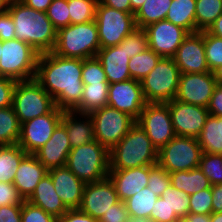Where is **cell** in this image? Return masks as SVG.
Here are the masks:
<instances>
[{"mask_svg":"<svg viewBox=\"0 0 222 222\" xmlns=\"http://www.w3.org/2000/svg\"><path fill=\"white\" fill-rule=\"evenodd\" d=\"M98 2L116 10L131 13L130 0H98Z\"/></svg>","mask_w":222,"mask_h":222,"instance_id":"55","label":"cell"},{"mask_svg":"<svg viewBox=\"0 0 222 222\" xmlns=\"http://www.w3.org/2000/svg\"><path fill=\"white\" fill-rule=\"evenodd\" d=\"M46 14L57 31L70 25V14L67 0H52Z\"/></svg>","mask_w":222,"mask_h":222,"instance_id":"43","label":"cell"},{"mask_svg":"<svg viewBox=\"0 0 222 222\" xmlns=\"http://www.w3.org/2000/svg\"><path fill=\"white\" fill-rule=\"evenodd\" d=\"M82 82L84 85L108 83L104 68L97 57L83 59Z\"/></svg>","mask_w":222,"mask_h":222,"instance_id":"42","label":"cell"},{"mask_svg":"<svg viewBox=\"0 0 222 222\" xmlns=\"http://www.w3.org/2000/svg\"><path fill=\"white\" fill-rule=\"evenodd\" d=\"M57 217L45 212L42 208L32 205L27 200L22 204L21 222H56Z\"/></svg>","mask_w":222,"mask_h":222,"instance_id":"46","label":"cell"},{"mask_svg":"<svg viewBox=\"0 0 222 222\" xmlns=\"http://www.w3.org/2000/svg\"><path fill=\"white\" fill-rule=\"evenodd\" d=\"M210 222H222V212L211 213Z\"/></svg>","mask_w":222,"mask_h":222,"instance_id":"62","label":"cell"},{"mask_svg":"<svg viewBox=\"0 0 222 222\" xmlns=\"http://www.w3.org/2000/svg\"><path fill=\"white\" fill-rule=\"evenodd\" d=\"M199 168L213 185L222 184V154L204 153Z\"/></svg>","mask_w":222,"mask_h":222,"instance_id":"39","label":"cell"},{"mask_svg":"<svg viewBox=\"0 0 222 222\" xmlns=\"http://www.w3.org/2000/svg\"><path fill=\"white\" fill-rule=\"evenodd\" d=\"M217 84H222V65L213 71Z\"/></svg>","mask_w":222,"mask_h":222,"instance_id":"61","label":"cell"},{"mask_svg":"<svg viewBox=\"0 0 222 222\" xmlns=\"http://www.w3.org/2000/svg\"><path fill=\"white\" fill-rule=\"evenodd\" d=\"M171 185L169 173L159 164L149 165V178L147 186L160 197L164 190Z\"/></svg>","mask_w":222,"mask_h":222,"instance_id":"44","label":"cell"},{"mask_svg":"<svg viewBox=\"0 0 222 222\" xmlns=\"http://www.w3.org/2000/svg\"><path fill=\"white\" fill-rule=\"evenodd\" d=\"M147 33L148 48L161 57L172 58L188 32L168 20L152 23L144 28Z\"/></svg>","mask_w":222,"mask_h":222,"instance_id":"16","label":"cell"},{"mask_svg":"<svg viewBox=\"0 0 222 222\" xmlns=\"http://www.w3.org/2000/svg\"><path fill=\"white\" fill-rule=\"evenodd\" d=\"M93 120L95 140L109 151L130 131L136 120L130 115L110 106L90 113Z\"/></svg>","mask_w":222,"mask_h":222,"instance_id":"10","label":"cell"},{"mask_svg":"<svg viewBox=\"0 0 222 222\" xmlns=\"http://www.w3.org/2000/svg\"><path fill=\"white\" fill-rule=\"evenodd\" d=\"M9 2L7 0H0V14L8 10Z\"/></svg>","mask_w":222,"mask_h":222,"instance_id":"63","label":"cell"},{"mask_svg":"<svg viewBox=\"0 0 222 222\" xmlns=\"http://www.w3.org/2000/svg\"><path fill=\"white\" fill-rule=\"evenodd\" d=\"M71 149L66 127L60 123L51 138L34 155L50 170L65 166Z\"/></svg>","mask_w":222,"mask_h":222,"instance_id":"21","label":"cell"},{"mask_svg":"<svg viewBox=\"0 0 222 222\" xmlns=\"http://www.w3.org/2000/svg\"><path fill=\"white\" fill-rule=\"evenodd\" d=\"M0 59H1V40H0Z\"/></svg>","mask_w":222,"mask_h":222,"instance_id":"67","label":"cell"},{"mask_svg":"<svg viewBox=\"0 0 222 222\" xmlns=\"http://www.w3.org/2000/svg\"><path fill=\"white\" fill-rule=\"evenodd\" d=\"M130 216L126 210L125 203L119 201L115 205L111 206L107 212L98 220V222H128Z\"/></svg>","mask_w":222,"mask_h":222,"instance_id":"49","label":"cell"},{"mask_svg":"<svg viewBox=\"0 0 222 222\" xmlns=\"http://www.w3.org/2000/svg\"><path fill=\"white\" fill-rule=\"evenodd\" d=\"M146 103L140 81L129 79L109 84L107 105L130 115L135 120L140 116Z\"/></svg>","mask_w":222,"mask_h":222,"instance_id":"17","label":"cell"},{"mask_svg":"<svg viewBox=\"0 0 222 222\" xmlns=\"http://www.w3.org/2000/svg\"><path fill=\"white\" fill-rule=\"evenodd\" d=\"M54 189L68 209H78L82 202L85 183L65 165L48 170Z\"/></svg>","mask_w":222,"mask_h":222,"instance_id":"20","label":"cell"},{"mask_svg":"<svg viewBox=\"0 0 222 222\" xmlns=\"http://www.w3.org/2000/svg\"><path fill=\"white\" fill-rule=\"evenodd\" d=\"M56 222H98V220L79 209H69L65 214L57 217Z\"/></svg>","mask_w":222,"mask_h":222,"instance_id":"53","label":"cell"},{"mask_svg":"<svg viewBox=\"0 0 222 222\" xmlns=\"http://www.w3.org/2000/svg\"><path fill=\"white\" fill-rule=\"evenodd\" d=\"M108 177L116 188L119 200L124 202L141 189L147 187L149 166L109 170Z\"/></svg>","mask_w":222,"mask_h":222,"instance_id":"23","label":"cell"},{"mask_svg":"<svg viewBox=\"0 0 222 222\" xmlns=\"http://www.w3.org/2000/svg\"><path fill=\"white\" fill-rule=\"evenodd\" d=\"M136 122L158 151L176 136L167 103H146Z\"/></svg>","mask_w":222,"mask_h":222,"instance_id":"12","label":"cell"},{"mask_svg":"<svg viewBox=\"0 0 222 222\" xmlns=\"http://www.w3.org/2000/svg\"><path fill=\"white\" fill-rule=\"evenodd\" d=\"M161 58L150 48L133 56L128 64L131 78L141 82L156 67Z\"/></svg>","mask_w":222,"mask_h":222,"instance_id":"36","label":"cell"},{"mask_svg":"<svg viewBox=\"0 0 222 222\" xmlns=\"http://www.w3.org/2000/svg\"><path fill=\"white\" fill-rule=\"evenodd\" d=\"M63 112L55 107L46 115L22 123L17 144L27 154H34L51 138L55 128L61 123Z\"/></svg>","mask_w":222,"mask_h":222,"instance_id":"13","label":"cell"},{"mask_svg":"<svg viewBox=\"0 0 222 222\" xmlns=\"http://www.w3.org/2000/svg\"><path fill=\"white\" fill-rule=\"evenodd\" d=\"M216 85L213 72L180 74L175 100L207 108Z\"/></svg>","mask_w":222,"mask_h":222,"instance_id":"14","label":"cell"},{"mask_svg":"<svg viewBox=\"0 0 222 222\" xmlns=\"http://www.w3.org/2000/svg\"><path fill=\"white\" fill-rule=\"evenodd\" d=\"M196 0H172L165 20L184 28L189 34L196 33Z\"/></svg>","mask_w":222,"mask_h":222,"instance_id":"27","label":"cell"},{"mask_svg":"<svg viewBox=\"0 0 222 222\" xmlns=\"http://www.w3.org/2000/svg\"><path fill=\"white\" fill-rule=\"evenodd\" d=\"M189 213L209 215L212 211V187L189 195Z\"/></svg>","mask_w":222,"mask_h":222,"instance_id":"45","label":"cell"},{"mask_svg":"<svg viewBox=\"0 0 222 222\" xmlns=\"http://www.w3.org/2000/svg\"><path fill=\"white\" fill-rule=\"evenodd\" d=\"M26 151L18 144L0 146V182L13 183Z\"/></svg>","mask_w":222,"mask_h":222,"instance_id":"31","label":"cell"},{"mask_svg":"<svg viewBox=\"0 0 222 222\" xmlns=\"http://www.w3.org/2000/svg\"><path fill=\"white\" fill-rule=\"evenodd\" d=\"M119 201L116 188L107 177L101 181L85 184L82 202L78 209L99 220L111 206Z\"/></svg>","mask_w":222,"mask_h":222,"instance_id":"19","label":"cell"},{"mask_svg":"<svg viewBox=\"0 0 222 222\" xmlns=\"http://www.w3.org/2000/svg\"><path fill=\"white\" fill-rule=\"evenodd\" d=\"M48 174V169L34 154H27L21 161L15 173L13 185L24 200H27L35 191L40 180Z\"/></svg>","mask_w":222,"mask_h":222,"instance_id":"24","label":"cell"},{"mask_svg":"<svg viewBox=\"0 0 222 222\" xmlns=\"http://www.w3.org/2000/svg\"><path fill=\"white\" fill-rule=\"evenodd\" d=\"M202 154L197 138L175 136L158 151V164L168 173L188 171L199 167Z\"/></svg>","mask_w":222,"mask_h":222,"instance_id":"9","label":"cell"},{"mask_svg":"<svg viewBox=\"0 0 222 222\" xmlns=\"http://www.w3.org/2000/svg\"><path fill=\"white\" fill-rule=\"evenodd\" d=\"M22 204L0 207V222H21Z\"/></svg>","mask_w":222,"mask_h":222,"instance_id":"52","label":"cell"},{"mask_svg":"<svg viewBox=\"0 0 222 222\" xmlns=\"http://www.w3.org/2000/svg\"><path fill=\"white\" fill-rule=\"evenodd\" d=\"M27 201L55 217H60L69 210L56 193L49 174L40 180Z\"/></svg>","mask_w":222,"mask_h":222,"instance_id":"26","label":"cell"},{"mask_svg":"<svg viewBox=\"0 0 222 222\" xmlns=\"http://www.w3.org/2000/svg\"><path fill=\"white\" fill-rule=\"evenodd\" d=\"M197 140L204 153L222 154V116L209 115Z\"/></svg>","mask_w":222,"mask_h":222,"instance_id":"29","label":"cell"},{"mask_svg":"<svg viewBox=\"0 0 222 222\" xmlns=\"http://www.w3.org/2000/svg\"><path fill=\"white\" fill-rule=\"evenodd\" d=\"M206 31L213 36L222 38V14L210 25Z\"/></svg>","mask_w":222,"mask_h":222,"instance_id":"58","label":"cell"},{"mask_svg":"<svg viewBox=\"0 0 222 222\" xmlns=\"http://www.w3.org/2000/svg\"><path fill=\"white\" fill-rule=\"evenodd\" d=\"M83 60L58 56L53 52L39 54L35 79L54 99L57 108L72 111L80 102Z\"/></svg>","mask_w":222,"mask_h":222,"instance_id":"1","label":"cell"},{"mask_svg":"<svg viewBox=\"0 0 222 222\" xmlns=\"http://www.w3.org/2000/svg\"><path fill=\"white\" fill-rule=\"evenodd\" d=\"M9 3L11 2H18V1H22V0H7Z\"/></svg>","mask_w":222,"mask_h":222,"instance_id":"66","label":"cell"},{"mask_svg":"<svg viewBox=\"0 0 222 222\" xmlns=\"http://www.w3.org/2000/svg\"><path fill=\"white\" fill-rule=\"evenodd\" d=\"M12 107L20 124L50 113L55 107L54 99L35 79L18 81L13 92Z\"/></svg>","mask_w":222,"mask_h":222,"instance_id":"7","label":"cell"},{"mask_svg":"<svg viewBox=\"0 0 222 222\" xmlns=\"http://www.w3.org/2000/svg\"><path fill=\"white\" fill-rule=\"evenodd\" d=\"M61 123L66 127L71 148H77L95 140L94 125L90 114L64 111Z\"/></svg>","mask_w":222,"mask_h":222,"instance_id":"25","label":"cell"},{"mask_svg":"<svg viewBox=\"0 0 222 222\" xmlns=\"http://www.w3.org/2000/svg\"><path fill=\"white\" fill-rule=\"evenodd\" d=\"M24 201L13 183L0 182V207L23 204Z\"/></svg>","mask_w":222,"mask_h":222,"instance_id":"48","label":"cell"},{"mask_svg":"<svg viewBox=\"0 0 222 222\" xmlns=\"http://www.w3.org/2000/svg\"><path fill=\"white\" fill-rule=\"evenodd\" d=\"M169 175L171 185L178 190L186 192L188 195L212 187L210 180L203 174L199 167L188 171H175L169 173Z\"/></svg>","mask_w":222,"mask_h":222,"instance_id":"28","label":"cell"},{"mask_svg":"<svg viewBox=\"0 0 222 222\" xmlns=\"http://www.w3.org/2000/svg\"><path fill=\"white\" fill-rule=\"evenodd\" d=\"M167 104L176 136L197 138L210 115L208 109L175 99Z\"/></svg>","mask_w":222,"mask_h":222,"instance_id":"15","label":"cell"},{"mask_svg":"<svg viewBox=\"0 0 222 222\" xmlns=\"http://www.w3.org/2000/svg\"><path fill=\"white\" fill-rule=\"evenodd\" d=\"M95 21L98 29L100 48L116 46L136 27L135 16L102 5L98 2Z\"/></svg>","mask_w":222,"mask_h":222,"instance_id":"11","label":"cell"},{"mask_svg":"<svg viewBox=\"0 0 222 222\" xmlns=\"http://www.w3.org/2000/svg\"><path fill=\"white\" fill-rule=\"evenodd\" d=\"M109 83H92L84 85L81 102L72 110L77 113L90 114L107 106Z\"/></svg>","mask_w":222,"mask_h":222,"instance_id":"30","label":"cell"},{"mask_svg":"<svg viewBox=\"0 0 222 222\" xmlns=\"http://www.w3.org/2000/svg\"><path fill=\"white\" fill-rule=\"evenodd\" d=\"M15 25L9 11L0 14V40L15 39Z\"/></svg>","mask_w":222,"mask_h":222,"instance_id":"51","label":"cell"},{"mask_svg":"<svg viewBox=\"0 0 222 222\" xmlns=\"http://www.w3.org/2000/svg\"><path fill=\"white\" fill-rule=\"evenodd\" d=\"M146 0H130L131 3V13L135 14L137 10L143 5Z\"/></svg>","mask_w":222,"mask_h":222,"instance_id":"60","label":"cell"},{"mask_svg":"<svg viewBox=\"0 0 222 222\" xmlns=\"http://www.w3.org/2000/svg\"><path fill=\"white\" fill-rule=\"evenodd\" d=\"M160 197L166 201L178 217L185 218L189 214L190 198L186 192L169 185Z\"/></svg>","mask_w":222,"mask_h":222,"instance_id":"38","label":"cell"},{"mask_svg":"<svg viewBox=\"0 0 222 222\" xmlns=\"http://www.w3.org/2000/svg\"><path fill=\"white\" fill-rule=\"evenodd\" d=\"M185 219L187 222H210V214L204 215V214L189 213L185 217Z\"/></svg>","mask_w":222,"mask_h":222,"instance_id":"59","label":"cell"},{"mask_svg":"<svg viewBox=\"0 0 222 222\" xmlns=\"http://www.w3.org/2000/svg\"><path fill=\"white\" fill-rule=\"evenodd\" d=\"M39 52L18 39L1 41L0 76L15 81L35 78Z\"/></svg>","mask_w":222,"mask_h":222,"instance_id":"6","label":"cell"},{"mask_svg":"<svg viewBox=\"0 0 222 222\" xmlns=\"http://www.w3.org/2000/svg\"><path fill=\"white\" fill-rule=\"evenodd\" d=\"M179 218L174 210H171L165 200L159 197L153 205L150 220L152 222H172Z\"/></svg>","mask_w":222,"mask_h":222,"instance_id":"47","label":"cell"},{"mask_svg":"<svg viewBox=\"0 0 222 222\" xmlns=\"http://www.w3.org/2000/svg\"><path fill=\"white\" fill-rule=\"evenodd\" d=\"M66 166L85 184L104 180L110 170L109 150L96 140L72 148Z\"/></svg>","mask_w":222,"mask_h":222,"instance_id":"5","label":"cell"},{"mask_svg":"<svg viewBox=\"0 0 222 222\" xmlns=\"http://www.w3.org/2000/svg\"><path fill=\"white\" fill-rule=\"evenodd\" d=\"M180 74L210 72L204 47V31L190 33L172 57Z\"/></svg>","mask_w":222,"mask_h":222,"instance_id":"18","label":"cell"},{"mask_svg":"<svg viewBox=\"0 0 222 222\" xmlns=\"http://www.w3.org/2000/svg\"><path fill=\"white\" fill-rule=\"evenodd\" d=\"M119 45L124 47L130 58L144 52L148 48V39L145 29L135 28L119 43Z\"/></svg>","mask_w":222,"mask_h":222,"instance_id":"41","label":"cell"},{"mask_svg":"<svg viewBox=\"0 0 222 222\" xmlns=\"http://www.w3.org/2000/svg\"><path fill=\"white\" fill-rule=\"evenodd\" d=\"M8 11L15 25V38L28 43L41 53L52 52L57 41V30L45 12L26 6L23 2H11Z\"/></svg>","mask_w":222,"mask_h":222,"instance_id":"2","label":"cell"},{"mask_svg":"<svg viewBox=\"0 0 222 222\" xmlns=\"http://www.w3.org/2000/svg\"><path fill=\"white\" fill-rule=\"evenodd\" d=\"M16 83L14 79L0 76V109L12 106Z\"/></svg>","mask_w":222,"mask_h":222,"instance_id":"50","label":"cell"},{"mask_svg":"<svg viewBox=\"0 0 222 222\" xmlns=\"http://www.w3.org/2000/svg\"><path fill=\"white\" fill-rule=\"evenodd\" d=\"M212 211L222 212V184L212 186Z\"/></svg>","mask_w":222,"mask_h":222,"instance_id":"56","label":"cell"},{"mask_svg":"<svg viewBox=\"0 0 222 222\" xmlns=\"http://www.w3.org/2000/svg\"><path fill=\"white\" fill-rule=\"evenodd\" d=\"M196 32L207 30L222 14V0H196Z\"/></svg>","mask_w":222,"mask_h":222,"instance_id":"35","label":"cell"},{"mask_svg":"<svg viewBox=\"0 0 222 222\" xmlns=\"http://www.w3.org/2000/svg\"><path fill=\"white\" fill-rule=\"evenodd\" d=\"M159 197L153 193L149 187L141 189L132 197L125 200L126 210L130 218H147L150 219L153 205Z\"/></svg>","mask_w":222,"mask_h":222,"instance_id":"33","label":"cell"},{"mask_svg":"<svg viewBox=\"0 0 222 222\" xmlns=\"http://www.w3.org/2000/svg\"><path fill=\"white\" fill-rule=\"evenodd\" d=\"M172 0H146L134 14L136 27L145 28L148 25L165 20Z\"/></svg>","mask_w":222,"mask_h":222,"instance_id":"32","label":"cell"},{"mask_svg":"<svg viewBox=\"0 0 222 222\" xmlns=\"http://www.w3.org/2000/svg\"><path fill=\"white\" fill-rule=\"evenodd\" d=\"M172 222H187L186 221V219L185 218H177V219H175L174 221H172Z\"/></svg>","mask_w":222,"mask_h":222,"instance_id":"65","label":"cell"},{"mask_svg":"<svg viewBox=\"0 0 222 222\" xmlns=\"http://www.w3.org/2000/svg\"><path fill=\"white\" fill-rule=\"evenodd\" d=\"M20 128L21 124L12 106L0 109V146L17 144Z\"/></svg>","mask_w":222,"mask_h":222,"instance_id":"34","label":"cell"},{"mask_svg":"<svg viewBox=\"0 0 222 222\" xmlns=\"http://www.w3.org/2000/svg\"><path fill=\"white\" fill-rule=\"evenodd\" d=\"M98 0H68L70 24L95 20Z\"/></svg>","mask_w":222,"mask_h":222,"instance_id":"37","label":"cell"},{"mask_svg":"<svg viewBox=\"0 0 222 222\" xmlns=\"http://www.w3.org/2000/svg\"><path fill=\"white\" fill-rule=\"evenodd\" d=\"M210 115L222 116V84H217L207 106Z\"/></svg>","mask_w":222,"mask_h":222,"instance_id":"54","label":"cell"},{"mask_svg":"<svg viewBox=\"0 0 222 222\" xmlns=\"http://www.w3.org/2000/svg\"><path fill=\"white\" fill-rule=\"evenodd\" d=\"M96 57L104 68L109 84L132 79L128 65L130 57L124 47L116 45L100 48Z\"/></svg>","mask_w":222,"mask_h":222,"instance_id":"22","label":"cell"},{"mask_svg":"<svg viewBox=\"0 0 222 222\" xmlns=\"http://www.w3.org/2000/svg\"><path fill=\"white\" fill-rule=\"evenodd\" d=\"M180 70L173 58L162 57L156 67L141 81L147 103H168L175 99Z\"/></svg>","mask_w":222,"mask_h":222,"instance_id":"8","label":"cell"},{"mask_svg":"<svg viewBox=\"0 0 222 222\" xmlns=\"http://www.w3.org/2000/svg\"><path fill=\"white\" fill-rule=\"evenodd\" d=\"M205 55L210 72L222 65V38L204 30Z\"/></svg>","mask_w":222,"mask_h":222,"instance_id":"40","label":"cell"},{"mask_svg":"<svg viewBox=\"0 0 222 222\" xmlns=\"http://www.w3.org/2000/svg\"><path fill=\"white\" fill-rule=\"evenodd\" d=\"M100 41L96 21L70 24L57 31V41L52 51L58 56L87 59L96 57Z\"/></svg>","mask_w":222,"mask_h":222,"instance_id":"4","label":"cell"},{"mask_svg":"<svg viewBox=\"0 0 222 222\" xmlns=\"http://www.w3.org/2000/svg\"><path fill=\"white\" fill-rule=\"evenodd\" d=\"M110 170H124L158 164V150L136 122L109 151Z\"/></svg>","mask_w":222,"mask_h":222,"instance_id":"3","label":"cell"},{"mask_svg":"<svg viewBox=\"0 0 222 222\" xmlns=\"http://www.w3.org/2000/svg\"><path fill=\"white\" fill-rule=\"evenodd\" d=\"M128 222H152V221L147 218H130Z\"/></svg>","mask_w":222,"mask_h":222,"instance_id":"64","label":"cell"},{"mask_svg":"<svg viewBox=\"0 0 222 222\" xmlns=\"http://www.w3.org/2000/svg\"><path fill=\"white\" fill-rule=\"evenodd\" d=\"M21 2L37 11L46 13L48 7L52 3V0H22Z\"/></svg>","mask_w":222,"mask_h":222,"instance_id":"57","label":"cell"}]
</instances>
